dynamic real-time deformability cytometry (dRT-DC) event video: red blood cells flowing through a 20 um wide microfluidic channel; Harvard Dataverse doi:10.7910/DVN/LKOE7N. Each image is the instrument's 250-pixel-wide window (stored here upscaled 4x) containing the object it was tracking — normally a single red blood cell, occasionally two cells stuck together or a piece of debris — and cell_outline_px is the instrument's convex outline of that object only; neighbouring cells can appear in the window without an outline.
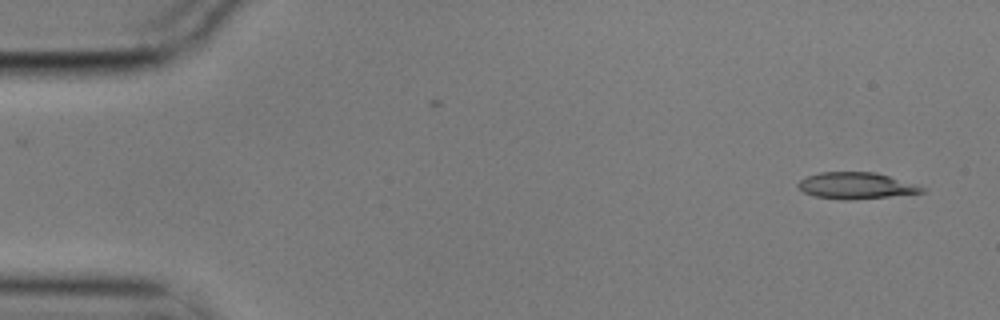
{"species": "common noctule bat (a hibernating species)", "species_latin": "Nyctalus noctula", "temperature_condition": "cold", "stored_images_in_passage": 6, "camera_frame_rate_fps": 3000, "um_per_image_px": 0.085, "animal": {"sex": "male", "body_mass_g": 17.9}, "frame": {"image": 1, "passage_image": 1, "time_ms": 0.0, "image_size_px": [1000, 320], "cell_outline_px": [[928, 188], [924, 192], [852, 200], [844, 200], [816, 196], [804, 192], [796, 184], [800, 180], [808, 176], [820, 172], [876, 172]], "centroid_in_image_um": [72.77, 15.78], "position_along_channel_um": 12.2, "area_um2": 18.9}}
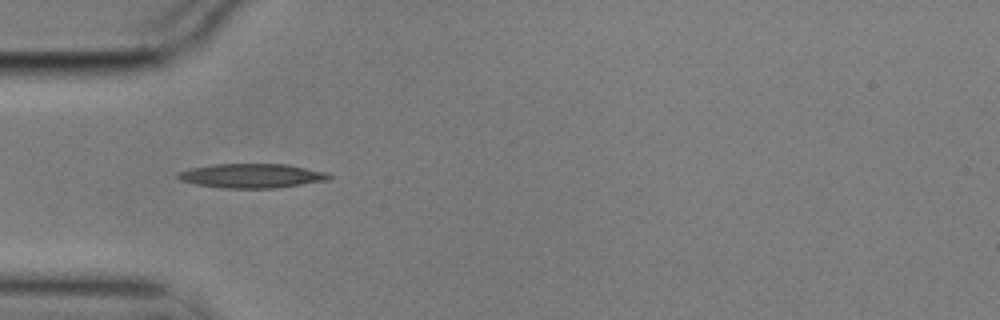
{"frame": {"image": 2, "passage_image": 5, "time_ms": 1.333, "image_size_px": [1000, 320], "cell_outline_px": [[332, 176], [328, 180], [276, 188], [224, 188], [196, 184], [180, 180], [176, 176], [180, 172], [192, 168], [212, 164], [288, 164], [328, 172]], "centroid_in_image_um": [21.44, 14.94], "position_along_channel_um": 63.6, "area_um2": 21.33}}
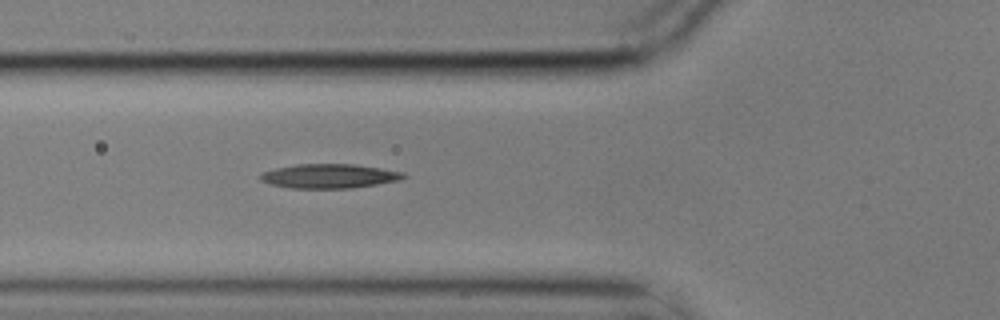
{"frame": {"image": 3, "passage_image": 6, "time_ms": 1.667, "image_size_px": [1000, 320], "cell_outline_px": [[408, 176], [396, 180], [376, 184], [352, 188], [288, 188], [272, 184], [260, 180], [260, 172], [276, 168], [296, 164], [352, 164], [380, 168], [404, 172]], "centroid_in_image_um": [27.95, 14.96], "position_along_channel_um": 97.9, "area_um2": 20.11}}